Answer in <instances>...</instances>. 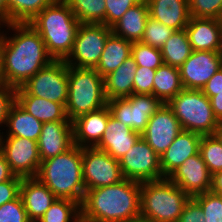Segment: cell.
I'll return each instance as SVG.
<instances>
[{"instance_id":"4","label":"cell","mask_w":222,"mask_h":222,"mask_svg":"<svg viewBox=\"0 0 222 222\" xmlns=\"http://www.w3.org/2000/svg\"><path fill=\"white\" fill-rule=\"evenodd\" d=\"M36 178L59 199H69L80 206L86 189L82 173V148L74 145L68 151L43 160Z\"/></svg>"},{"instance_id":"19","label":"cell","mask_w":222,"mask_h":222,"mask_svg":"<svg viewBox=\"0 0 222 222\" xmlns=\"http://www.w3.org/2000/svg\"><path fill=\"white\" fill-rule=\"evenodd\" d=\"M110 115V110L106 105L74 119L72 121L74 145L81 148L95 147L105 132Z\"/></svg>"},{"instance_id":"34","label":"cell","mask_w":222,"mask_h":222,"mask_svg":"<svg viewBox=\"0 0 222 222\" xmlns=\"http://www.w3.org/2000/svg\"><path fill=\"white\" fill-rule=\"evenodd\" d=\"M199 152L211 175L222 171V144L214 135H202Z\"/></svg>"},{"instance_id":"41","label":"cell","mask_w":222,"mask_h":222,"mask_svg":"<svg viewBox=\"0 0 222 222\" xmlns=\"http://www.w3.org/2000/svg\"><path fill=\"white\" fill-rule=\"evenodd\" d=\"M156 69L147 68L144 66H137L134 83L133 94H150L153 90V78Z\"/></svg>"},{"instance_id":"48","label":"cell","mask_w":222,"mask_h":222,"mask_svg":"<svg viewBox=\"0 0 222 222\" xmlns=\"http://www.w3.org/2000/svg\"><path fill=\"white\" fill-rule=\"evenodd\" d=\"M210 191L222 195V171L212 175Z\"/></svg>"},{"instance_id":"25","label":"cell","mask_w":222,"mask_h":222,"mask_svg":"<svg viewBox=\"0 0 222 222\" xmlns=\"http://www.w3.org/2000/svg\"><path fill=\"white\" fill-rule=\"evenodd\" d=\"M149 10L146 0L129 8L111 27L112 33L132 43L140 42L144 35Z\"/></svg>"},{"instance_id":"23","label":"cell","mask_w":222,"mask_h":222,"mask_svg":"<svg viewBox=\"0 0 222 222\" xmlns=\"http://www.w3.org/2000/svg\"><path fill=\"white\" fill-rule=\"evenodd\" d=\"M15 102L43 123L70 121L62 103L30 95L22 86L16 88Z\"/></svg>"},{"instance_id":"39","label":"cell","mask_w":222,"mask_h":222,"mask_svg":"<svg viewBox=\"0 0 222 222\" xmlns=\"http://www.w3.org/2000/svg\"><path fill=\"white\" fill-rule=\"evenodd\" d=\"M0 222H30L20 195L0 206Z\"/></svg>"},{"instance_id":"52","label":"cell","mask_w":222,"mask_h":222,"mask_svg":"<svg viewBox=\"0 0 222 222\" xmlns=\"http://www.w3.org/2000/svg\"><path fill=\"white\" fill-rule=\"evenodd\" d=\"M5 80L2 74V63H1V49H0V85H4Z\"/></svg>"},{"instance_id":"29","label":"cell","mask_w":222,"mask_h":222,"mask_svg":"<svg viewBox=\"0 0 222 222\" xmlns=\"http://www.w3.org/2000/svg\"><path fill=\"white\" fill-rule=\"evenodd\" d=\"M183 89L179 68L163 63L156 69L152 95L162 103L167 104Z\"/></svg>"},{"instance_id":"13","label":"cell","mask_w":222,"mask_h":222,"mask_svg":"<svg viewBox=\"0 0 222 222\" xmlns=\"http://www.w3.org/2000/svg\"><path fill=\"white\" fill-rule=\"evenodd\" d=\"M3 138L0 132V152L11 171L21 178L36 177L41 163L37 141L18 136Z\"/></svg>"},{"instance_id":"49","label":"cell","mask_w":222,"mask_h":222,"mask_svg":"<svg viewBox=\"0 0 222 222\" xmlns=\"http://www.w3.org/2000/svg\"><path fill=\"white\" fill-rule=\"evenodd\" d=\"M1 23H2V25L8 24V4H7V0H0V25H1Z\"/></svg>"},{"instance_id":"6","label":"cell","mask_w":222,"mask_h":222,"mask_svg":"<svg viewBox=\"0 0 222 222\" xmlns=\"http://www.w3.org/2000/svg\"><path fill=\"white\" fill-rule=\"evenodd\" d=\"M107 102L104 78L95 68L68 66V100L65 110L70 121L101 109Z\"/></svg>"},{"instance_id":"18","label":"cell","mask_w":222,"mask_h":222,"mask_svg":"<svg viewBox=\"0 0 222 222\" xmlns=\"http://www.w3.org/2000/svg\"><path fill=\"white\" fill-rule=\"evenodd\" d=\"M202 135L182 130L170 146L160 155V168L168 178L189 157L199 153Z\"/></svg>"},{"instance_id":"17","label":"cell","mask_w":222,"mask_h":222,"mask_svg":"<svg viewBox=\"0 0 222 222\" xmlns=\"http://www.w3.org/2000/svg\"><path fill=\"white\" fill-rule=\"evenodd\" d=\"M37 143L41 161L68 151L74 146L72 121L44 122Z\"/></svg>"},{"instance_id":"22","label":"cell","mask_w":222,"mask_h":222,"mask_svg":"<svg viewBox=\"0 0 222 222\" xmlns=\"http://www.w3.org/2000/svg\"><path fill=\"white\" fill-rule=\"evenodd\" d=\"M20 196L30 221H39L57 199L36 177L22 178Z\"/></svg>"},{"instance_id":"40","label":"cell","mask_w":222,"mask_h":222,"mask_svg":"<svg viewBox=\"0 0 222 222\" xmlns=\"http://www.w3.org/2000/svg\"><path fill=\"white\" fill-rule=\"evenodd\" d=\"M141 0H105L106 16L105 25L112 27L122 15Z\"/></svg>"},{"instance_id":"20","label":"cell","mask_w":222,"mask_h":222,"mask_svg":"<svg viewBox=\"0 0 222 222\" xmlns=\"http://www.w3.org/2000/svg\"><path fill=\"white\" fill-rule=\"evenodd\" d=\"M185 31L194 51H221L222 20L190 17Z\"/></svg>"},{"instance_id":"14","label":"cell","mask_w":222,"mask_h":222,"mask_svg":"<svg viewBox=\"0 0 222 222\" xmlns=\"http://www.w3.org/2000/svg\"><path fill=\"white\" fill-rule=\"evenodd\" d=\"M222 67L221 51H194L179 67L184 89L201 90Z\"/></svg>"},{"instance_id":"1","label":"cell","mask_w":222,"mask_h":222,"mask_svg":"<svg viewBox=\"0 0 222 222\" xmlns=\"http://www.w3.org/2000/svg\"><path fill=\"white\" fill-rule=\"evenodd\" d=\"M5 26L15 31V34L8 38L5 36L7 34L0 33L2 74L5 84L16 89L54 59L30 23H11Z\"/></svg>"},{"instance_id":"15","label":"cell","mask_w":222,"mask_h":222,"mask_svg":"<svg viewBox=\"0 0 222 222\" xmlns=\"http://www.w3.org/2000/svg\"><path fill=\"white\" fill-rule=\"evenodd\" d=\"M182 130L172 109L163 103L150 117L141 137L160 156Z\"/></svg>"},{"instance_id":"36","label":"cell","mask_w":222,"mask_h":222,"mask_svg":"<svg viewBox=\"0 0 222 222\" xmlns=\"http://www.w3.org/2000/svg\"><path fill=\"white\" fill-rule=\"evenodd\" d=\"M175 30L149 17L141 43L161 49Z\"/></svg>"},{"instance_id":"33","label":"cell","mask_w":222,"mask_h":222,"mask_svg":"<svg viewBox=\"0 0 222 222\" xmlns=\"http://www.w3.org/2000/svg\"><path fill=\"white\" fill-rule=\"evenodd\" d=\"M80 217L81 209L77 202L57 198L38 222H75Z\"/></svg>"},{"instance_id":"12","label":"cell","mask_w":222,"mask_h":222,"mask_svg":"<svg viewBox=\"0 0 222 222\" xmlns=\"http://www.w3.org/2000/svg\"><path fill=\"white\" fill-rule=\"evenodd\" d=\"M119 164L124 179L138 182L164 179L160 156L142 137L120 158Z\"/></svg>"},{"instance_id":"37","label":"cell","mask_w":222,"mask_h":222,"mask_svg":"<svg viewBox=\"0 0 222 222\" xmlns=\"http://www.w3.org/2000/svg\"><path fill=\"white\" fill-rule=\"evenodd\" d=\"M193 198L200 204L205 222H222V195L208 191Z\"/></svg>"},{"instance_id":"28","label":"cell","mask_w":222,"mask_h":222,"mask_svg":"<svg viewBox=\"0 0 222 222\" xmlns=\"http://www.w3.org/2000/svg\"><path fill=\"white\" fill-rule=\"evenodd\" d=\"M6 126L9 129L7 136L24 137L38 142L43 122L14 102L9 109Z\"/></svg>"},{"instance_id":"53","label":"cell","mask_w":222,"mask_h":222,"mask_svg":"<svg viewBox=\"0 0 222 222\" xmlns=\"http://www.w3.org/2000/svg\"><path fill=\"white\" fill-rule=\"evenodd\" d=\"M75 222H91V221L85 220V219H83L82 217H80V218H78V220L75 221Z\"/></svg>"},{"instance_id":"35","label":"cell","mask_w":222,"mask_h":222,"mask_svg":"<svg viewBox=\"0 0 222 222\" xmlns=\"http://www.w3.org/2000/svg\"><path fill=\"white\" fill-rule=\"evenodd\" d=\"M131 56L134 58L137 66H144L151 69H157L164 63L160 49L141 42L132 43Z\"/></svg>"},{"instance_id":"38","label":"cell","mask_w":222,"mask_h":222,"mask_svg":"<svg viewBox=\"0 0 222 222\" xmlns=\"http://www.w3.org/2000/svg\"><path fill=\"white\" fill-rule=\"evenodd\" d=\"M190 17L222 20V0H188Z\"/></svg>"},{"instance_id":"54","label":"cell","mask_w":222,"mask_h":222,"mask_svg":"<svg viewBox=\"0 0 222 222\" xmlns=\"http://www.w3.org/2000/svg\"><path fill=\"white\" fill-rule=\"evenodd\" d=\"M221 53H222V36H221Z\"/></svg>"},{"instance_id":"8","label":"cell","mask_w":222,"mask_h":222,"mask_svg":"<svg viewBox=\"0 0 222 222\" xmlns=\"http://www.w3.org/2000/svg\"><path fill=\"white\" fill-rule=\"evenodd\" d=\"M111 33V27L104 24H80L72 52L65 60L66 64L79 68H96Z\"/></svg>"},{"instance_id":"10","label":"cell","mask_w":222,"mask_h":222,"mask_svg":"<svg viewBox=\"0 0 222 222\" xmlns=\"http://www.w3.org/2000/svg\"><path fill=\"white\" fill-rule=\"evenodd\" d=\"M22 87L33 96L66 106L68 100V65L65 60H53L40 69Z\"/></svg>"},{"instance_id":"27","label":"cell","mask_w":222,"mask_h":222,"mask_svg":"<svg viewBox=\"0 0 222 222\" xmlns=\"http://www.w3.org/2000/svg\"><path fill=\"white\" fill-rule=\"evenodd\" d=\"M132 42L111 33L103 49L96 71L104 78L115 71L129 56Z\"/></svg>"},{"instance_id":"46","label":"cell","mask_w":222,"mask_h":222,"mask_svg":"<svg viewBox=\"0 0 222 222\" xmlns=\"http://www.w3.org/2000/svg\"><path fill=\"white\" fill-rule=\"evenodd\" d=\"M16 175L11 171L4 155L0 152V183L12 180Z\"/></svg>"},{"instance_id":"50","label":"cell","mask_w":222,"mask_h":222,"mask_svg":"<svg viewBox=\"0 0 222 222\" xmlns=\"http://www.w3.org/2000/svg\"><path fill=\"white\" fill-rule=\"evenodd\" d=\"M123 222H152L147 217L143 216L142 214H139L137 216L131 217L128 220H125Z\"/></svg>"},{"instance_id":"24","label":"cell","mask_w":222,"mask_h":222,"mask_svg":"<svg viewBox=\"0 0 222 222\" xmlns=\"http://www.w3.org/2000/svg\"><path fill=\"white\" fill-rule=\"evenodd\" d=\"M149 17L177 31L190 20L188 0H146Z\"/></svg>"},{"instance_id":"16","label":"cell","mask_w":222,"mask_h":222,"mask_svg":"<svg viewBox=\"0 0 222 222\" xmlns=\"http://www.w3.org/2000/svg\"><path fill=\"white\" fill-rule=\"evenodd\" d=\"M168 179L193 198L210 191L212 175L199 152L187 158Z\"/></svg>"},{"instance_id":"31","label":"cell","mask_w":222,"mask_h":222,"mask_svg":"<svg viewBox=\"0 0 222 222\" xmlns=\"http://www.w3.org/2000/svg\"><path fill=\"white\" fill-rule=\"evenodd\" d=\"M73 11L80 24H104L106 16L105 0H64Z\"/></svg>"},{"instance_id":"11","label":"cell","mask_w":222,"mask_h":222,"mask_svg":"<svg viewBox=\"0 0 222 222\" xmlns=\"http://www.w3.org/2000/svg\"><path fill=\"white\" fill-rule=\"evenodd\" d=\"M82 173L86 190L114 185L124 180L119 160L95 147L82 148Z\"/></svg>"},{"instance_id":"51","label":"cell","mask_w":222,"mask_h":222,"mask_svg":"<svg viewBox=\"0 0 222 222\" xmlns=\"http://www.w3.org/2000/svg\"><path fill=\"white\" fill-rule=\"evenodd\" d=\"M213 135L221 142L222 144V122H220L219 126L214 131Z\"/></svg>"},{"instance_id":"7","label":"cell","mask_w":222,"mask_h":222,"mask_svg":"<svg viewBox=\"0 0 222 222\" xmlns=\"http://www.w3.org/2000/svg\"><path fill=\"white\" fill-rule=\"evenodd\" d=\"M167 105L183 130L213 135L220 122L215 117L210 99L201 90H181Z\"/></svg>"},{"instance_id":"43","label":"cell","mask_w":222,"mask_h":222,"mask_svg":"<svg viewBox=\"0 0 222 222\" xmlns=\"http://www.w3.org/2000/svg\"><path fill=\"white\" fill-rule=\"evenodd\" d=\"M22 178L15 176L12 180L0 183V206L13 201L20 195Z\"/></svg>"},{"instance_id":"30","label":"cell","mask_w":222,"mask_h":222,"mask_svg":"<svg viewBox=\"0 0 222 222\" xmlns=\"http://www.w3.org/2000/svg\"><path fill=\"white\" fill-rule=\"evenodd\" d=\"M160 51L164 64L179 68L192 52L185 29L174 31Z\"/></svg>"},{"instance_id":"45","label":"cell","mask_w":222,"mask_h":222,"mask_svg":"<svg viewBox=\"0 0 222 222\" xmlns=\"http://www.w3.org/2000/svg\"><path fill=\"white\" fill-rule=\"evenodd\" d=\"M201 91L208 98L222 92V67L208 80Z\"/></svg>"},{"instance_id":"3","label":"cell","mask_w":222,"mask_h":222,"mask_svg":"<svg viewBox=\"0 0 222 222\" xmlns=\"http://www.w3.org/2000/svg\"><path fill=\"white\" fill-rule=\"evenodd\" d=\"M29 23L40 34L54 60L67 59L80 22L64 0H54Z\"/></svg>"},{"instance_id":"42","label":"cell","mask_w":222,"mask_h":222,"mask_svg":"<svg viewBox=\"0 0 222 222\" xmlns=\"http://www.w3.org/2000/svg\"><path fill=\"white\" fill-rule=\"evenodd\" d=\"M16 89L6 84L0 85V125L6 124L11 105L15 102Z\"/></svg>"},{"instance_id":"44","label":"cell","mask_w":222,"mask_h":222,"mask_svg":"<svg viewBox=\"0 0 222 222\" xmlns=\"http://www.w3.org/2000/svg\"><path fill=\"white\" fill-rule=\"evenodd\" d=\"M178 222H205L201 206L194 198L186 203Z\"/></svg>"},{"instance_id":"47","label":"cell","mask_w":222,"mask_h":222,"mask_svg":"<svg viewBox=\"0 0 222 222\" xmlns=\"http://www.w3.org/2000/svg\"><path fill=\"white\" fill-rule=\"evenodd\" d=\"M209 99L215 117L219 122H222V92L211 96Z\"/></svg>"},{"instance_id":"26","label":"cell","mask_w":222,"mask_h":222,"mask_svg":"<svg viewBox=\"0 0 222 222\" xmlns=\"http://www.w3.org/2000/svg\"><path fill=\"white\" fill-rule=\"evenodd\" d=\"M136 69L134 58L129 56L115 71L104 77L107 100L127 98L133 94Z\"/></svg>"},{"instance_id":"5","label":"cell","mask_w":222,"mask_h":222,"mask_svg":"<svg viewBox=\"0 0 222 222\" xmlns=\"http://www.w3.org/2000/svg\"><path fill=\"white\" fill-rule=\"evenodd\" d=\"M190 198L168 178L141 182L140 214L152 222H178Z\"/></svg>"},{"instance_id":"9","label":"cell","mask_w":222,"mask_h":222,"mask_svg":"<svg viewBox=\"0 0 222 222\" xmlns=\"http://www.w3.org/2000/svg\"><path fill=\"white\" fill-rule=\"evenodd\" d=\"M163 103L150 94H132L127 98L108 100L111 116L142 134L150 117Z\"/></svg>"},{"instance_id":"32","label":"cell","mask_w":222,"mask_h":222,"mask_svg":"<svg viewBox=\"0 0 222 222\" xmlns=\"http://www.w3.org/2000/svg\"><path fill=\"white\" fill-rule=\"evenodd\" d=\"M54 0H7L8 24L29 23Z\"/></svg>"},{"instance_id":"2","label":"cell","mask_w":222,"mask_h":222,"mask_svg":"<svg viewBox=\"0 0 222 222\" xmlns=\"http://www.w3.org/2000/svg\"><path fill=\"white\" fill-rule=\"evenodd\" d=\"M141 182H121L86 190L81 217L91 222H123L140 214Z\"/></svg>"},{"instance_id":"21","label":"cell","mask_w":222,"mask_h":222,"mask_svg":"<svg viewBox=\"0 0 222 222\" xmlns=\"http://www.w3.org/2000/svg\"><path fill=\"white\" fill-rule=\"evenodd\" d=\"M140 137L141 134L110 115L105 132L95 148L107 152L114 159L120 160Z\"/></svg>"}]
</instances>
